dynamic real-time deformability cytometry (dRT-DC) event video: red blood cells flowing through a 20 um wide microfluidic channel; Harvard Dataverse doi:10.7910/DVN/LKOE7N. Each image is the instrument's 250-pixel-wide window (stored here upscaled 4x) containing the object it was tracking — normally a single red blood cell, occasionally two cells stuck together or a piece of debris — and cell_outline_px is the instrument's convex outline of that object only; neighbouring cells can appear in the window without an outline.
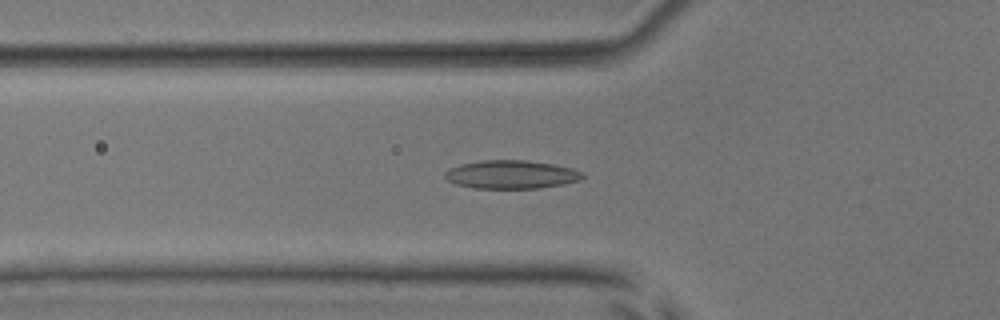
{"species": "common noctule bat (a hibernating species)", "species_latin": "Nyctalus noctula", "temperature_condition": "room temperature", "stored_images_in_passage": 48, "camera_frame_rate_fps": 3000, "um_per_image_px": 0.085, "animal": {"sex": "male", "body_mass_g": 17.9, "forearm_length_mm": 54.2}, "frame": {"image": 1, "passage_image": 13, "time_ms": 4.0, "image_size_px": [1000, 320], "cell_outline_px": [[584, 176], [580, 180], [564, 184], [540, 188], [472, 188], [456, 184], [448, 180], [444, 176], [444, 172], [448, 168], [460, 164], [480, 160], [524, 160], [552, 164], [572, 168], [580, 172]], "centroid_in_image_um": [43.41, 14.83], "position_along_channel_um": 82.4, "area_um2": 22.77}}
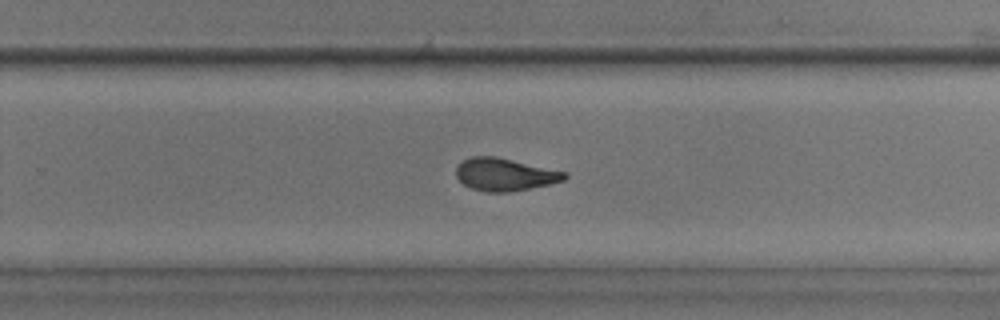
{"frame": {"image": 2, "passage_image": 29, "time_ms": 9.333, "image_size_px": [1000, 320], "cell_outline_px": [[568, 176], [564, 180], [548, 184], [508, 192], [488, 192], [472, 188], [464, 184], [456, 176], [456, 168], [464, 160], [472, 156], [496, 156], [568, 172]], "centroid_in_image_um": [42.92, 14.82], "position_along_channel_um": 286.9, "area_um2": 20.4}}
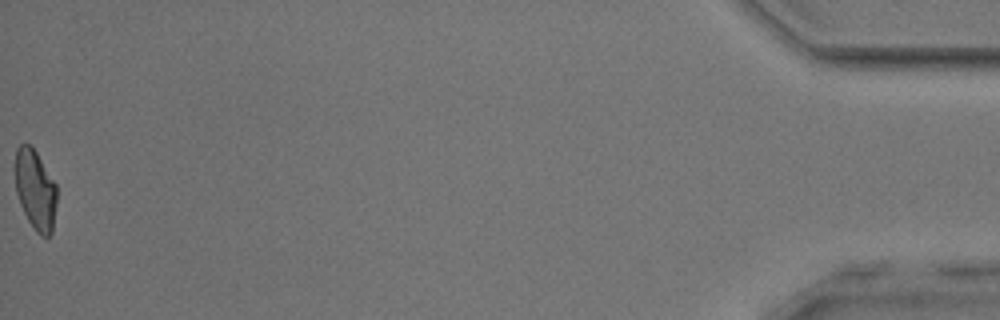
{"frame": {"image": 3, "passage_image": 48, "time_ms": 15.667, "image_size_px": [1000, 320], "cell_outline_px": [[56, 204], [52, 232], [48, 236], [40, 236], [36, 232], [28, 220], [20, 204], [16, 192], [12, 168], [16, 148], [20, 144], [28, 144], [36, 152], [56, 184]], "centroid_in_image_um": [2.95, 16.1], "position_along_channel_um": 432.2, "area_um2": 19.77}, "authors_computed_cell_mechanics": {"area_um2": 20.9236, "velocity_mm_per_s": 3.8392, "shape_relaxation_time_tau1_ms": 7.1246, "shape_relaxation_time_tau2_ms": 2.5012, "deformation_change_tau1": 0.1937, "deformation_change_tau2": 0.0871}}